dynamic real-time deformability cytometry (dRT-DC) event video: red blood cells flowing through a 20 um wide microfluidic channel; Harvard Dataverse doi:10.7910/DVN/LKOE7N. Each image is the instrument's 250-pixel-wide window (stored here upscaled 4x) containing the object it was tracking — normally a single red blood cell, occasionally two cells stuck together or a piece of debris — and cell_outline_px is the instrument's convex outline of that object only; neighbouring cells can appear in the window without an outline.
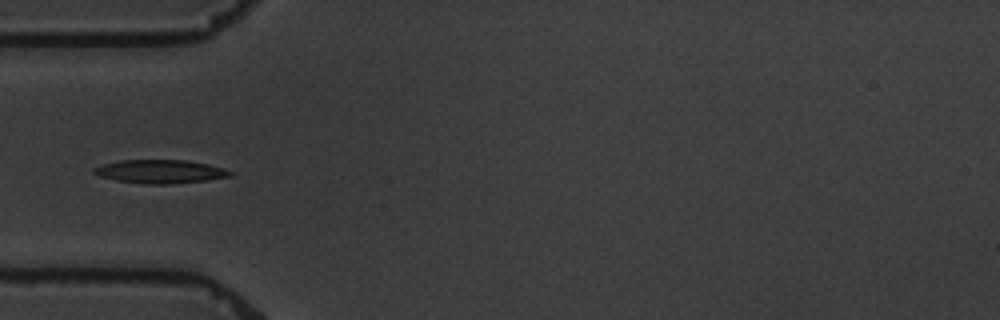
{"species": "common noctule bat (a hibernating species)", "species_latin": "Nyctalus noctula", "temperature_condition": "warm", "stored_images_in_passage": 11, "camera_frame_rate_fps": 3000, "um_per_image_px": 0.085, "animal": {"sex": "male", "body_mass_g": 19.5, "forearm_length_mm": 54.6}, "frame": {"image": 1, "passage_image": 4, "time_ms": 5.0, "image_size_px": [1000, 320], "cell_outline_px": [[236, 172], [232, 176], [204, 180], [168, 184], [144, 184], [116, 180], [100, 176], [92, 172], [92, 168], [104, 164], [120, 160], [184, 160], [208, 164], [224, 168]], "centroid_in_image_um": [13.63, 14.57], "position_along_channel_um": 71.4, "area_um2": 18.61}}
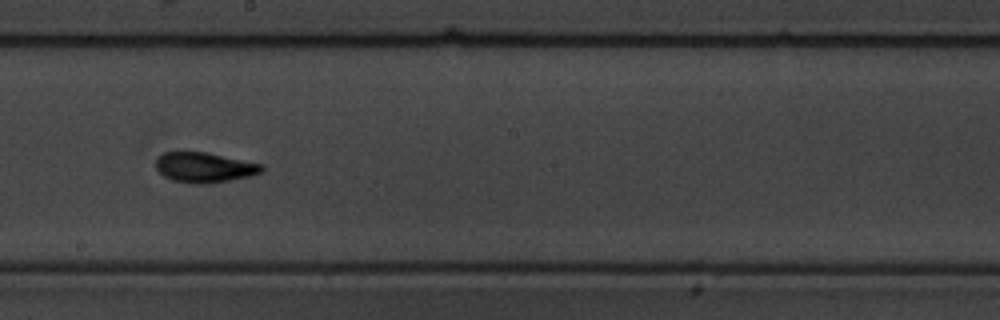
{"frame": {"image": 2, "passage_image": 8, "time_ms": 9.667, "image_size_px": [1000, 320], "cell_outline_px": [[264, 168], [260, 172], [248, 176], [208, 184], [196, 184], [172, 180], [164, 176], [156, 168], [156, 160], [164, 152], [204, 152], [264, 164]], "centroid_in_image_um": [17.37, 14.23], "position_along_channel_um": 230.8, "area_um2": 18.32}}
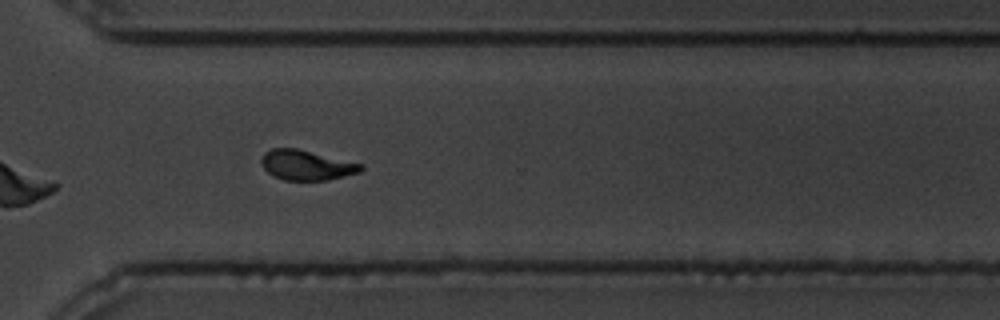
{"frame": {"image": 3, "passage_image": 11, "time_ms": 13.0, "image_size_px": [1000, 320], "cell_outline_px": [[364, 168], [360, 172], [328, 180], [284, 180], [272, 176], [264, 168], [260, 160], [264, 152], [272, 148], [296, 148], [364, 164]], "centroid_in_image_um": [26.05, 14.03], "position_along_channel_um": 344.6, "area_um2": 17.46}}